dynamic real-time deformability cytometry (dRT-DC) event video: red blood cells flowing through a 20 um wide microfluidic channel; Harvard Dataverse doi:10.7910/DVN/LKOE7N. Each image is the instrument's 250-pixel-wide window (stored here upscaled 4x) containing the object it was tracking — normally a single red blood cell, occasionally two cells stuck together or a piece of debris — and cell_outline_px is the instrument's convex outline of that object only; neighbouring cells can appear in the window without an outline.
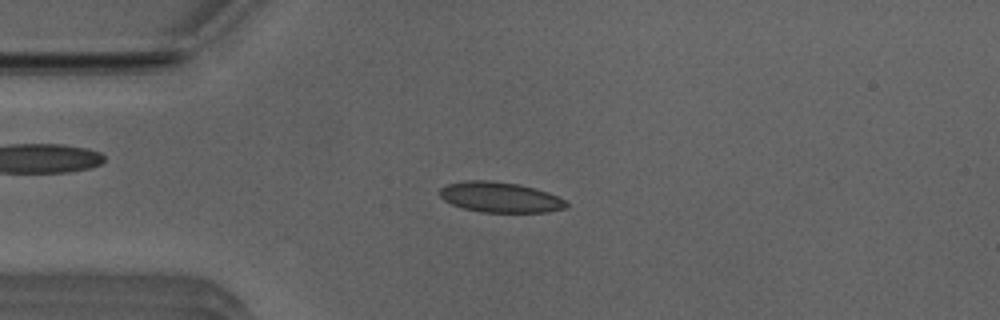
{"species": "Egyptian fruit bat (a non-hibernating species)", "species_latin": "Rousettus aegyptiacus", "temperature_condition": "room temperature", "stored_images_in_passage": 34, "camera_frame_rate_fps": 3000, "um_per_image_px": 0.085, "animal": {"sex": "male"}, "frame": {"image": 1, "passage_image": 4, "time_ms": 1.0, "image_size_px": [1000, 320], "cell_outline_px": [[568, 208], [548, 212], [480, 212], [464, 208], [452, 204], [444, 200], [440, 196], [440, 188], [448, 184], [464, 180], [492, 180], [520, 184], [548, 192], [564, 200], [568, 204]], "centroid_in_image_um": [42.52, 16.76], "position_along_channel_um": 42.5, "area_um2": 22.48}}
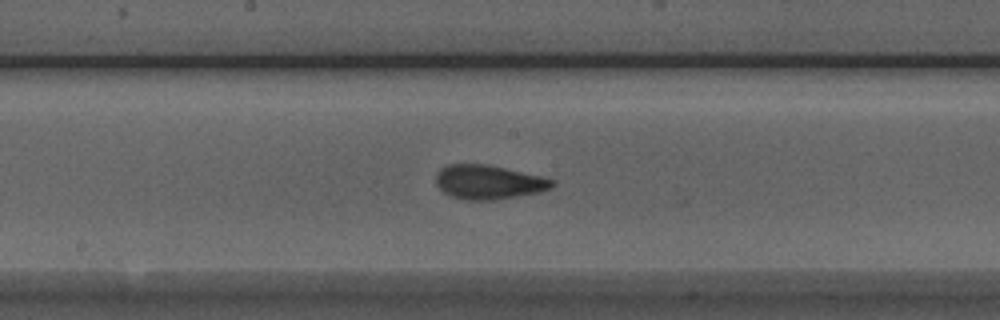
{"frame": {"image": 2, "passage_image": 18, "time_ms": 5.667, "image_size_px": [1000, 320], "cell_outline_px": [[556, 184], [552, 188], [540, 192], [492, 200], [464, 200], [452, 196], [444, 192], [436, 184], [436, 172], [440, 168], [448, 164], [488, 164], [540, 176], [556, 180]], "centroid_in_image_um": [41.53, 15.47], "position_along_channel_um": 206.7, "area_um2": 23.18}}
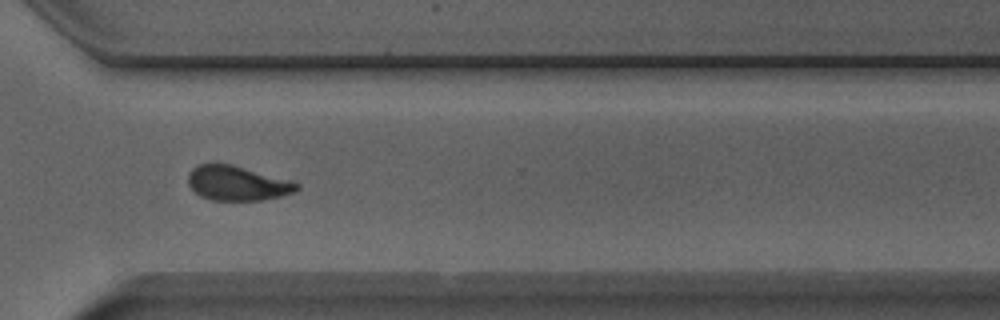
{"frame": {"image": 3, "passage_image": 29, "time_ms": 9.333, "image_size_px": [1000, 320], "cell_outline_px": [[300, 188], [292, 192], [280, 196], [260, 200], [212, 200], [200, 196], [188, 184], [188, 172], [192, 168], [200, 164], [232, 164], [292, 180], [300, 184]], "centroid_in_image_um": [20.17, 15.56], "position_along_channel_um": 350.4, "area_um2": 21.91}, "authors_computed_cell_mechanics": {"area_um2": 22.5998, "velocity_mm_per_s": 3.9337, "shape_relaxation_time_tau1_ms": 6.2904, "shape_relaxation_time_tau2_ms": 1.2713, "deformation_change_tau1": 0.1536, "deformation_change_tau2": 0.0638}}